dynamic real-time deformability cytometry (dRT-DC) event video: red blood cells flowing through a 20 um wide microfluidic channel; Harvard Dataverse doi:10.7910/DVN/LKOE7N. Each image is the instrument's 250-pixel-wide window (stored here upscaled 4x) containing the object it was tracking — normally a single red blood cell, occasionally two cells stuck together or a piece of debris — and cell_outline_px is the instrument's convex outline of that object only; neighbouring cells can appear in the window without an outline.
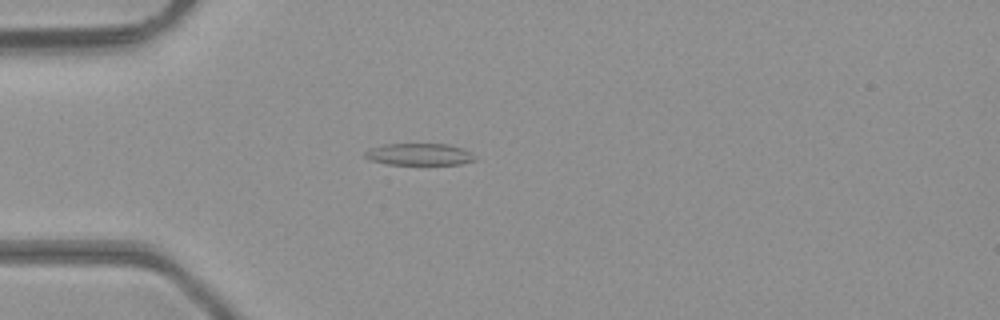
{"species": "common noctule bat (a hibernating species)", "species_latin": "Nyctalus noctula", "temperature_condition": "room temperature", "stored_images_in_passage": 4, "camera_frame_rate_fps": 3000, "um_per_image_px": 0.085, "animal": {"sex": "male", "body_mass_g": 23.1, "forearm_length_mm": 52.7}, "frame": {"image": 1, "passage_image": 3, "time_ms": 0.667, "image_size_px": [1000, 320], "cell_outline_px": [[476, 160], [460, 164], [388, 164], [368, 160], [364, 156], [364, 152], [368, 148], [384, 144], [448, 144], [464, 148]], "centroid_in_image_um": [35.56, 13.11], "position_along_channel_um": 49.4, "area_um2": 13.99}}